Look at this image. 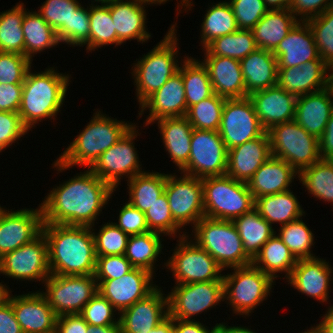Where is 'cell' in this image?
Masks as SVG:
<instances>
[{
	"label": "cell",
	"mask_w": 333,
	"mask_h": 333,
	"mask_svg": "<svg viewBox=\"0 0 333 333\" xmlns=\"http://www.w3.org/2000/svg\"><path fill=\"white\" fill-rule=\"evenodd\" d=\"M116 190L89 168L55 186L40 206L43 224L95 225Z\"/></svg>",
	"instance_id": "obj_1"
},
{
	"label": "cell",
	"mask_w": 333,
	"mask_h": 333,
	"mask_svg": "<svg viewBox=\"0 0 333 333\" xmlns=\"http://www.w3.org/2000/svg\"><path fill=\"white\" fill-rule=\"evenodd\" d=\"M48 266L53 275H94L97 256L91 227L43 224Z\"/></svg>",
	"instance_id": "obj_2"
},
{
	"label": "cell",
	"mask_w": 333,
	"mask_h": 333,
	"mask_svg": "<svg viewBox=\"0 0 333 333\" xmlns=\"http://www.w3.org/2000/svg\"><path fill=\"white\" fill-rule=\"evenodd\" d=\"M27 71L18 114L24 126L30 131L44 119L56 120L65 102L71 75L58 73L48 67L38 73ZM36 72V73H35Z\"/></svg>",
	"instance_id": "obj_3"
},
{
	"label": "cell",
	"mask_w": 333,
	"mask_h": 333,
	"mask_svg": "<svg viewBox=\"0 0 333 333\" xmlns=\"http://www.w3.org/2000/svg\"><path fill=\"white\" fill-rule=\"evenodd\" d=\"M134 124L110 118L97 109L90 122L54 161V170L56 168L60 173L77 165L90 168L100 155L118 142Z\"/></svg>",
	"instance_id": "obj_4"
},
{
	"label": "cell",
	"mask_w": 333,
	"mask_h": 333,
	"mask_svg": "<svg viewBox=\"0 0 333 333\" xmlns=\"http://www.w3.org/2000/svg\"><path fill=\"white\" fill-rule=\"evenodd\" d=\"M176 25L172 24L165 37L133 63L131 74L139 106L178 72L182 61L176 59L180 55Z\"/></svg>",
	"instance_id": "obj_5"
},
{
	"label": "cell",
	"mask_w": 333,
	"mask_h": 333,
	"mask_svg": "<svg viewBox=\"0 0 333 333\" xmlns=\"http://www.w3.org/2000/svg\"><path fill=\"white\" fill-rule=\"evenodd\" d=\"M192 229L194 242L206 250L223 270L252 264L231 220L203 217Z\"/></svg>",
	"instance_id": "obj_6"
},
{
	"label": "cell",
	"mask_w": 333,
	"mask_h": 333,
	"mask_svg": "<svg viewBox=\"0 0 333 333\" xmlns=\"http://www.w3.org/2000/svg\"><path fill=\"white\" fill-rule=\"evenodd\" d=\"M204 217L233 220L255 207L248 184L227 175L202 178Z\"/></svg>",
	"instance_id": "obj_7"
},
{
	"label": "cell",
	"mask_w": 333,
	"mask_h": 333,
	"mask_svg": "<svg viewBox=\"0 0 333 333\" xmlns=\"http://www.w3.org/2000/svg\"><path fill=\"white\" fill-rule=\"evenodd\" d=\"M232 270L223 275L224 300L232 314L248 317L270 296L275 281L252 264Z\"/></svg>",
	"instance_id": "obj_8"
},
{
	"label": "cell",
	"mask_w": 333,
	"mask_h": 333,
	"mask_svg": "<svg viewBox=\"0 0 333 333\" xmlns=\"http://www.w3.org/2000/svg\"><path fill=\"white\" fill-rule=\"evenodd\" d=\"M267 133L272 156L286 161L298 173L321 160L319 140L295 120L275 125Z\"/></svg>",
	"instance_id": "obj_9"
},
{
	"label": "cell",
	"mask_w": 333,
	"mask_h": 333,
	"mask_svg": "<svg viewBox=\"0 0 333 333\" xmlns=\"http://www.w3.org/2000/svg\"><path fill=\"white\" fill-rule=\"evenodd\" d=\"M177 242L172 256L164 262L172 272L175 284L223 280V269L206 250L192 240L191 235L187 233L179 237Z\"/></svg>",
	"instance_id": "obj_10"
},
{
	"label": "cell",
	"mask_w": 333,
	"mask_h": 333,
	"mask_svg": "<svg viewBox=\"0 0 333 333\" xmlns=\"http://www.w3.org/2000/svg\"><path fill=\"white\" fill-rule=\"evenodd\" d=\"M40 291L57 316L80 314L83 307L98 292L95 275H53L43 283Z\"/></svg>",
	"instance_id": "obj_11"
},
{
	"label": "cell",
	"mask_w": 333,
	"mask_h": 333,
	"mask_svg": "<svg viewBox=\"0 0 333 333\" xmlns=\"http://www.w3.org/2000/svg\"><path fill=\"white\" fill-rule=\"evenodd\" d=\"M139 128L133 125L123 137L106 150L89 168L100 179L110 184L115 190L121 178L131 179L144 172L134 141L140 136Z\"/></svg>",
	"instance_id": "obj_12"
},
{
	"label": "cell",
	"mask_w": 333,
	"mask_h": 333,
	"mask_svg": "<svg viewBox=\"0 0 333 333\" xmlns=\"http://www.w3.org/2000/svg\"><path fill=\"white\" fill-rule=\"evenodd\" d=\"M169 317L179 320L192 318L215 308L224 300L223 280L176 284L168 294Z\"/></svg>",
	"instance_id": "obj_13"
},
{
	"label": "cell",
	"mask_w": 333,
	"mask_h": 333,
	"mask_svg": "<svg viewBox=\"0 0 333 333\" xmlns=\"http://www.w3.org/2000/svg\"><path fill=\"white\" fill-rule=\"evenodd\" d=\"M226 172L227 149L219 132L193 128L188 164L180 173L202 179Z\"/></svg>",
	"instance_id": "obj_14"
},
{
	"label": "cell",
	"mask_w": 333,
	"mask_h": 333,
	"mask_svg": "<svg viewBox=\"0 0 333 333\" xmlns=\"http://www.w3.org/2000/svg\"><path fill=\"white\" fill-rule=\"evenodd\" d=\"M180 174H167L164 192L173 219L182 228H193L204 217L202 179Z\"/></svg>",
	"instance_id": "obj_15"
},
{
	"label": "cell",
	"mask_w": 333,
	"mask_h": 333,
	"mask_svg": "<svg viewBox=\"0 0 333 333\" xmlns=\"http://www.w3.org/2000/svg\"><path fill=\"white\" fill-rule=\"evenodd\" d=\"M0 274L17 281L44 283L51 274L48 266V242L43 232L31 242L1 257Z\"/></svg>",
	"instance_id": "obj_16"
},
{
	"label": "cell",
	"mask_w": 333,
	"mask_h": 333,
	"mask_svg": "<svg viewBox=\"0 0 333 333\" xmlns=\"http://www.w3.org/2000/svg\"><path fill=\"white\" fill-rule=\"evenodd\" d=\"M218 132L226 149L230 150L246 141L261 137L266 131L247 96L225 100Z\"/></svg>",
	"instance_id": "obj_17"
},
{
	"label": "cell",
	"mask_w": 333,
	"mask_h": 333,
	"mask_svg": "<svg viewBox=\"0 0 333 333\" xmlns=\"http://www.w3.org/2000/svg\"><path fill=\"white\" fill-rule=\"evenodd\" d=\"M42 209L0 207V258L31 242L42 232Z\"/></svg>",
	"instance_id": "obj_18"
},
{
	"label": "cell",
	"mask_w": 333,
	"mask_h": 333,
	"mask_svg": "<svg viewBox=\"0 0 333 333\" xmlns=\"http://www.w3.org/2000/svg\"><path fill=\"white\" fill-rule=\"evenodd\" d=\"M154 275L142 268H133L118 279L96 280L98 293L106 298L117 313L132 306L152 293L158 285L153 282Z\"/></svg>",
	"instance_id": "obj_19"
},
{
	"label": "cell",
	"mask_w": 333,
	"mask_h": 333,
	"mask_svg": "<svg viewBox=\"0 0 333 333\" xmlns=\"http://www.w3.org/2000/svg\"><path fill=\"white\" fill-rule=\"evenodd\" d=\"M169 317L168 295L158 286L142 300L119 313L122 333H148Z\"/></svg>",
	"instance_id": "obj_20"
},
{
	"label": "cell",
	"mask_w": 333,
	"mask_h": 333,
	"mask_svg": "<svg viewBox=\"0 0 333 333\" xmlns=\"http://www.w3.org/2000/svg\"><path fill=\"white\" fill-rule=\"evenodd\" d=\"M9 302L23 333H48L56 329L58 316L39 290L11 294Z\"/></svg>",
	"instance_id": "obj_21"
},
{
	"label": "cell",
	"mask_w": 333,
	"mask_h": 333,
	"mask_svg": "<svg viewBox=\"0 0 333 333\" xmlns=\"http://www.w3.org/2000/svg\"><path fill=\"white\" fill-rule=\"evenodd\" d=\"M333 268L323 258L297 260L290 276L286 279L288 285L307 297L314 298L320 303L328 304L330 281Z\"/></svg>",
	"instance_id": "obj_22"
},
{
	"label": "cell",
	"mask_w": 333,
	"mask_h": 333,
	"mask_svg": "<svg viewBox=\"0 0 333 333\" xmlns=\"http://www.w3.org/2000/svg\"><path fill=\"white\" fill-rule=\"evenodd\" d=\"M139 118L149 110L144 126L154 124L162 118L184 117L187 113V104L182 75L176 72L154 94H152L140 107Z\"/></svg>",
	"instance_id": "obj_23"
},
{
	"label": "cell",
	"mask_w": 333,
	"mask_h": 333,
	"mask_svg": "<svg viewBox=\"0 0 333 333\" xmlns=\"http://www.w3.org/2000/svg\"><path fill=\"white\" fill-rule=\"evenodd\" d=\"M248 97L266 132L275 125L295 119L297 97L278 85L256 91Z\"/></svg>",
	"instance_id": "obj_24"
},
{
	"label": "cell",
	"mask_w": 333,
	"mask_h": 333,
	"mask_svg": "<svg viewBox=\"0 0 333 333\" xmlns=\"http://www.w3.org/2000/svg\"><path fill=\"white\" fill-rule=\"evenodd\" d=\"M271 156L270 139L265 132L261 137L227 150L226 175L248 183L259 167Z\"/></svg>",
	"instance_id": "obj_25"
},
{
	"label": "cell",
	"mask_w": 333,
	"mask_h": 333,
	"mask_svg": "<svg viewBox=\"0 0 333 333\" xmlns=\"http://www.w3.org/2000/svg\"><path fill=\"white\" fill-rule=\"evenodd\" d=\"M272 53L277 58L278 68L295 67L311 60H322L307 21H298Z\"/></svg>",
	"instance_id": "obj_26"
},
{
	"label": "cell",
	"mask_w": 333,
	"mask_h": 333,
	"mask_svg": "<svg viewBox=\"0 0 333 333\" xmlns=\"http://www.w3.org/2000/svg\"><path fill=\"white\" fill-rule=\"evenodd\" d=\"M146 5L141 0H114L108 4L119 46L133 39L143 44L151 38L146 28Z\"/></svg>",
	"instance_id": "obj_27"
},
{
	"label": "cell",
	"mask_w": 333,
	"mask_h": 333,
	"mask_svg": "<svg viewBox=\"0 0 333 333\" xmlns=\"http://www.w3.org/2000/svg\"><path fill=\"white\" fill-rule=\"evenodd\" d=\"M329 66L311 60L300 66L278 68L277 85L296 97L326 89Z\"/></svg>",
	"instance_id": "obj_28"
},
{
	"label": "cell",
	"mask_w": 333,
	"mask_h": 333,
	"mask_svg": "<svg viewBox=\"0 0 333 333\" xmlns=\"http://www.w3.org/2000/svg\"><path fill=\"white\" fill-rule=\"evenodd\" d=\"M204 56L201 62L208 71L215 94L225 99L247 97L239 60L223 56Z\"/></svg>",
	"instance_id": "obj_29"
},
{
	"label": "cell",
	"mask_w": 333,
	"mask_h": 333,
	"mask_svg": "<svg viewBox=\"0 0 333 333\" xmlns=\"http://www.w3.org/2000/svg\"><path fill=\"white\" fill-rule=\"evenodd\" d=\"M299 173L286 161L271 156L248 181L254 199L290 190Z\"/></svg>",
	"instance_id": "obj_30"
},
{
	"label": "cell",
	"mask_w": 333,
	"mask_h": 333,
	"mask_svg": "<svg viewBox=\"0 0 333 333\" xmlns=\"http://www.w3.org/2000/svg\"><path fill=\"white\" fill-rule=\"evenodd\" d=\"M333 111V98L327 89L296 99L295 121L310 135L321 137Z\"/></svg>",
	"instance_id": "obj_31"
},
{
	"label": "cell",
	"mask_w": 333,
	"mask_h": 333,
	"mask_svg": "<svg viewBox=\"0 0 333 333\" xmlns=\"http://www.w3.org/2000/svg\"><path fill=\"white\" fill-rule=\"evenodd\" d=\"M240 63L247 96L277 85L278 64L272 51L257 48Z\"/></svg>",
	"instance_id": "obj_32"
},
{
	"label": "cell",
	"mask_w": 333,
	"mask_h": 333,
	"mask_svg": "<svg viewBox=\"0 0 333 333\" xmlns=\"http://www.w3.org/2000/svg\"><path fill=\"white\" fill-rule=\"evenodd\" d=\"M158 124L162 142L171 161L181 171L189 160L193 127L184 117L162 118L154 123Z\"/></svg>",
	"instance_id": "obj_33"
},
{
	"label": "cell",
	"mask_w": 333,
	"mask_h": 333,
	"mask_svg": "<svg viewBox=\"0 0 333 333\" xmlns=\"http://www.w3.org/2000/svg\"><path fill=\"white\" fill-rule=\"evenodd\" d=\"M298 21L290 9L269 10L251 29L257 47L273 51Z\"/></svg>",
	"instance_id": "obj_34"
},
{
	"label": "cell",
	"mask_w": 333,
	"mask_h": 333,
	"mask_svg": "<svg viewBox=\"0 0 333 333\" xmlns=\"http://www.w3.org/2000/svg\"><path fill=\"white\" fill-rule=\"evenodd\" d=\"M255 208L272 227L273 223L283 226L303 217L306 213L291 189L256 198Z\"/></svg>",
	"instance_id": "obj_35"
},
{
	"label": "cell",
	"mask_w": 333,
	"mask_h": 333,
	"mask_svg": "<svg viewBox=\"0 0 333 333\" xmlns=\"http://www.w3.org/2000/svg\"><path fill=\"white\" fill-rule=\"evenodd\" d=\"M296 263V258L276 233L262 246L252 260L254 267L269 275L274 281L279 277L277 273H285L286 280Z\"/></svg>",
	"instance_id": "obj_36"
},
{
	"label": "cell",
	"mask_w": 333,
	"mask_h": 333,
	"mask_svg": "<svg viewBox=\"0 0 333 333\" xmlns=\"http://www.w3.org/2000/svg\"><path fill=\"white\" fill-rule=\"evenodd\" d=\"M240 238L246 255L253 260L262 246L276 233L254 207L251 211L232 220Z\"/></svg>",
	"instance_id": "obj_37"
},
{
	"label": "cell",
	"mask_w": 333,
	"mask_h": 333,
	"mask_svg": "<svg viewBox=\"0 0 333 333\" xmlns=\"http://www.w3.org/2000/svg\"><path fill=\"white\" fill-rule=\"evenodd\" d=\"M25 41V57L33 62V57L45 49L60 44L56 31L43 19L37 11H27L22 21Z\"/></svg>",
	"instance_id": "obj_38"
},
{
	"label": "cell",
	"mask_w": 333,
	"mask_h": 333,
	"mask_svg": "<svg viewBox=\"0 0 333 333\" xmlns=\"http://www.w3.org/2000/svg\"><path fill=\"white\" fill-rule=\"evenodd\" d=\"M162 236L163 234L154 231L129 236L124 256L134 268L156 274L155 263L160 254H163Z\"/></svg>",
	"instance_id": "obj_39"
},
{
	"label": "cell",
	"mask_w": 333,
	"mask_h": 333,
	"mask_svg": "<svg viewBox=\"0 0 333 333\" xmlns=\"http://www.w3.org/2000/svg\"><path fill=\"white\" fill-rule=\"evenodd\" d=\"M166 177L167 173L144 171L127 180L128 202L145 213L164 193Z\"/></svg>",
	"instance_id": "obj_40"
},
{
	"label": "cell",
	"mask_w": 333,
	"mask_h": 333,
	"mask_svg": "<svg viewBox=\"0 0 333 333\" xmlns=\"http://www.w3.org/2000/svg\"><path fill=\"white\" fill-rule=\"evenodd\" d=\"M178 72L182 75L187 110L190 106L214 95L208 71L200 59L183 57Z\"/></svg>",
	"instance_id": "obj_41"
},
{
	"label": "cell",
	"mask_w": 333,
	"mask_h": 333,
	"mask_svg": "<svg viewBox=\"0 0 333 333\" xmlns=\"http://www.w3.org/2000/svg\"><path fill=\"white\" fill-rule=\"evenodd\" d=\"M202 21L200 31L202 49L215 38L238 30L233 9L228 1L220 0L209 6Z\"/></svg>",
	"instance_id": "obj_42"
},
{
	"label": "cell",
	"mask_w": 333,
	"mask_h": 333,
	"mask_svg": "<svg viewBox=\"0 0 333 333\" xmlns=\"http://www.w3.org/2000/svg\"><path fill=\"white\" fill-rule=\"evenodd\" d=\"M298 180L308 194L333 204V160H319L299 172Z\"/></svg>",
	"instance_id": "obj_43"
},
{
	"label": "cell",
	"mask_w": 333,
	"mask_h": 333,
	"mask_svg": "<svg viewBox=\"0 0 333 333\" xmlns=\"http://www.w3.org/2000/svg\"><path fill=\"white\" fill-rule=\"evenodd\" d=\"M25 4L17 3L11 9L0 12V52L19 53L25 56L22 21Z\"/></svg>",
	"instance_id": "obj_44"
},
{
	"label": "cell",
	"mask_w": 333,
	"mask_h": 333,
	"mask_svg": "<svg viewBox=\"0 0 333 333\" xmlns=\"http://www.w3.org/2000/svg\"><path fill=\"white\" fill-rule=\"evenodd\" d=\"M257 48L252 30L238 29L236 32L215 38L203 50L205 55L241 61Z\"/></svg>",
	"instance_id": "obj_45"
},
{
	"label": "cell",
	"mask_w": 333,
	"mask_h": 333,
	"mask_svg": "<svg viewBox=\"0 0 333 333\" xmlns=\"http://www.w3.org/2000/svg\"><path fill=\"white\" fill-rule=\"evenodd\" d=\"M90 34L89 40L84 44L86 51L92 52L106 45L119 46V39L114 30L108 5H91L89 10Z\"/></svg>",
	"instance_id": "obj_46"
},
{
	"label": "cell",
	"mask_w": 333,
	"mask_h": 333,
	"mask_svg": "<svg viewBox=\"0 0 333 333\" xmlns=\"http://www.w3.org/2000/svg\"><path fill=\"white\" fill-rule=\"evenodd\" d=\"M37 12L56 31L60 43L70 45V18L81 3L77 0H45Z\"/></svg>",
	"instance_id": "obj_47"
},
{
	"label": "cell",
	"mask_w": 333,
	"mask_h": 333,
	"mask_svg": "<svg viewBox=\"0 0 333 333\" xmlns=\"http://www.w3.org/2000/svg\"><path fill=\"white\" fill-rule=\"evenodd\" d=\"M279 228V232L276 234L289 248L296 260L318 257L311 252L315 243L314 233L306 225V222H303L302 217Z\"/></svg>",
	"instance_id": "obj_48"
},
{
	"label": "cell",
	"mask_w": 333,
	"mask_h": 333,
	"mask_svg": "<svg viewBox=\"0 0 333 333\" xmlns=\"http://www.w3.org/2000/svg\"><path fill=\"white\" fill-rule=\"evenodd\" d=\"M225 100V98L214 94L190 106L185 117L194 129L218 131Z\"/></svg>",
	"instance_id": "obj_49"
},
{
	"label": "cell",
	"mask_w": 333,
	"mask_h": 333,
	"mask_svg": "<svg viewBox=\"0 0 333 333\" xmlns=\"http://www.w3.org/2000/svg\"><path fill=\"white\" fill-rule=\"evenodd\" d=\"M145 217L150 231L158 232L171 238L177 237V234L178 238L183 237L187 233L182 232L183 228L173 219L165 192L145 212Z\"/></svg>",
	"instance_id": "obj_50"
},
{
	"label": "cell",
	"mask_w": 333,
	"mask_h": 333,
	"mask_svg": "<svg viewBox=\"0 0 333 333\" xmlns=\"http://www.w3.org/2000/svg\"><path fill=\"white\" fill-rule=\"evenodd\" d=\"M99 231L91 226L95 241L96 256L124 255L129 235L118 228L113 221L101 225Z\"/></svg>",
	"instance_id": "obj_51"
},
{
	"label": "cell",
	"mask_w": 333,
	"mask_h": 333,
	"mask_svg": "<svg viewBox=\"0 0 333 333\" xmlns=\"http://www.w3.org/2000/svg\"><path fill=\"white\" fill-rule=\"evenodd\" d=\"M314 34L315 44L322 60L333 65V7L307 20Z\"/></svg>",
	"instance_id": "obj_52"
},
{
	"label": "cell",
	"mask_w": 333,
	"mask_h": 333,
	"mask_svg": "<svg viewBox=\"0 0 333 333\" xmlns=\"http://www.w3.org/2000/svg\"><path fill=\"white\" fill-rule=\"evenodd\" d=\"M116 311L117 310L113 307V305L97 292L83 307L80 315L84 318L88 325H120L119 316L117 315L118 318L115 317L117 314Z\"/></svg>",
	"instance_id": "obj_53"
},
{
	"label": "cell",
	"mask_w": 333,
	"mask_h": 333,
	"mask_svg": "<svg viewBox=\"0 0 333 333\" xmlns=\"http://www.w3.org/2000/svg\"><path fill=\"white\" fill-rule=\"evenodd\" d=\"M31 64L22 54L0 52V84H23Z\"/></svg>",
	"instance_id": "obj_54"
},
{
	"label": "cell",
	"mask_w": 333,
	"mask_h": 333,
	"mask_svg": "<svg viewBox=\"0 0 333 333\" xmlns=\"http://www.w3.org/2000/svg\"><path fill=\"white\" fill-rule=\"evenodd\" d=\"M238 29L251 30L269 11L264 0H228Z\"/></svg>",
	"instance_id": "obj_55"
},
{
	"label": "cell",
	"mask_w": 333,
	"mask_h": 333,
	"mask_svg": "<svg viewBox=\"0 0 333 333\" xmlns=\"http://www.w3.org/2000/svg\"><path fill=\"white\" fill-rule=\"evenodd\" d=\"M28 132L18 112L0 111V153Z\"/></svg>",
	"instance_id": "obj_56"
},
{
	"label": "cell",
	"mask_w": 333,
	"mask_h": 333,
	"mask_svg": "<svg viewBox=\"0 0 333 333\" xmlns=\"http://www.w3.org/2000/svg\"><path fill=\"white\" fill-rule=\"evenodd\" d=\"M133 268L124 255L97 256L94 275L96 280L118 279Z\"/></svg>",
	"instance_id": "obj_57"
},
{
	"label": "cell",
	"mask_w": 333,
	"mask_h": 333,
	"mask_svg": "<svg viewBox=\"0 0 333 333\" xmlns=\"http://www.w3.org/2000/svg\"><path fill=\"white\" fill-rule=\"evenodd\" d=\"M117 219L118 222H114V224L129 236L150 231L145 213L132 206L129 202L121 207Z\"/></svg>",
	"instance_id": "obj_58"
},
{
	"label": "cell",
	"mask_w": 333,
	"mask_h": 333,
	"mask_svg": "<svg viewBox=\"0 0 333 333\" xmlns=\"http://www.w3.org/2000/svg\"><path fill=\"white\" fill-rule=\"evenodd\" d=\"M90 3L87 8L79 6L70 18V46L84 47L89 40L90 20H89Z\"/></svg>",
	"instance_id": "obj_59"
},
{
	"label": "cell",
	"mask_w": 333,
	"mask_h": 333,
	"mask_svg": "<svg viewBox=\"0 0 333 333\" xmlns=\"http://www.w3.org/2000/svg\"><path fill=\"white\" fill-rule=\"evenodd\" d=\"M331 7L333 0H291L290 3V10L299 21H307L321 15Z\"/></svg>",
	"instance_id": "obj_60"
},
{
	"label": "cell",
	"mask_w": 333,
	"mask_h": 333,
	"mask_svg": "<svg viewBox=\"0 0 333 333\" xmlns=\"http://www.w3.org/2000/svg\"><path fill=\"white\" fill-rule=\"evenodd\" d=\"M23 84H0V111L18 112Z\"/></svg>",
	"instance_id": "obj_61"
},
{
	"label": "cell",
	"mask_w": 333,
	"mask_h": 333,
	"mask_svg": "<svg viewBox=\"0 0 333 333\" xmlns=\"http://www.w3.org/2000/svg\"><path fill=\"white\" fill-rule=\"evenodd\" d=\"M58 333H86L87 322L80 314H65L57 317Z\"/></svg>",
	"instance_id": "obj_62"
},
{
	"label": "cell",
	"mask_w": 333,
	"mask_h": 333,
	"mask_svg": "<svg viewBox=\"0 0 333 333\" xmlns=\"http://www.w3.org/2000/svg\"><path fill=\"white\" fill-rule=\"evenodd\" d=\"M0 333H23L10 302L0 307Z\"/></svg>",
	"instance_id": "obj_63"
},
{
	"label": "cell",
	"mask_w": 333,
	"mask_h": 333,
	"mask_svg": "<svg viewBox=\"0 0 333 333\" xmlns=\"http://www.w3.org/2000/svg\"><path fill=\"white\" fill-rule=\"evenodd\" d=\"M319 140V153L323 160H333V111Z\"/></svg>",
	"instance_id": "obj_64"
},
{
	"label": "cell",
	"mask_w": 333,
	"mask_h": 333,
	"mask_svg": "<svg viewBox=\"0 0 333 333\" xmlns=\"http://www.w3.org/2000/svg\"><path fill=\"white\" fill-rule=\"evenodd\" d=\"M216 329V325L209 329L198 320L173 319L174 333H213Z\"/></svg>",
	"instance_id": "obj_65"
},
{
	"label": "cell",
	"mask_w": 333,
	"mask_h": 333,
	"mask_svg": "<svg viewBox=\"0 0 333 333\" xmlns=\"http://www.w3.org/2000/svg\"><path fill=\"white\" fill-rule=\"evenodd\" d=\"M225 322H221V323H217L216 327L217 330L220 333H258L255 330H251V328L248 327H240V326H229L228 324ZM255 331V332H254Z\"/></svg>",
	"instance_id": "obj_66"
},
{
	"label": "cell",
	"mask_w": 333,
	"mask_h": 333,
	"mask_svg": "<svg viewBox=\"0 0 333 333\" xmlns=\"http://www.w3.org/2000/svg\"><path fill=\"white\" fill-rule=\"evenodd\" d=\"M142 2H144V3H146V4H149V5H151V6H153V5H161V4H164V3H166L167 1H169V0H141ZM180 2V4L178 5V6H176L177 8H176V11L178 12V14H177V16L181 13V9L184 7L185 9H184V11H185V13H187L188 12V10L190 11L191 10V6H193L194 4H193V2H192V0H181V1H179ZM181 7V8H180ZM178 9V10H177ZM188 9V10H187ZM187 11V12H186Z\"/></svg>",
	"instance_id": "obj_67"
},
{
	"label": "cell",
	"mask_w": 333,
	"mask_h": 333,
	"mask_svg": "<svg viewBox=\"0 0 333 333\" xmlns=\"http://www.w3.org/2000/svg\"><path fill=\"white\" fill-rule=\"evenodd\" d=\"M86 333H122L120 325L92 326L87 324Z\"/></svg>",
	"instance_id": "obj_68"
},
{
	"label": "cell",
	"mask_w": 333,
	"mask_h": 333,
	"mask_svg": "<svg viewBox=\"0 0 333 333\" xmlns=\"http://www.w3.org/2000/svg\"><path fill=\"white\" fill-rule=\"evenodd\" d=\"M323 333H333V311H326L319 324H316Z\"/></svg>",
	"instance_id": "obj_69"
},
{
	"label": "cell",
	"mask_w": 333,
	"mask_h": 333,
	"mask_svg": "<svg viewBox=\"0 0 333 333\" xmlns=\"http://www.w3.org/2000/svg\"><path fill=\"white\" fill-rule=\"evenodd\" d=\"M269 10L290 9L291 0H264Z\"/></svg>",
	"instance_id": "obj_70"
},
{
	"label": "cell",
	"mask_w": 333,
	"mask_h": 333,
	"mask_svg": "<svg viewBox=\"0 0 333 333\" xmlns=\"http://www.w3.org/2000/svg\"><path fill=\"white\" fill-rule=\"evenodd\" d=\"M148 333H174L173 332V318L168 317L158 327L152 329Z\"/></svg>",
	"instance_id": "obj_71"
},
{
	"label": "cell",
	"mask_w": 333,
	"mask_h": 333,
	"mask_svg": "<svg viewBox=\"0 0 333 333\" xmlns=\"http://www.w3.org/2000/svg\"><path fill=\"white\" fill-rule=\"evenodd\" d=\"M10 288L0 282V307L4 306L6 303L9 302L10 296L12 294Z\"/></svg>",
	"instance_id": "obj_72"
},
{
	"label": "cell",
	"mask_w": 333,
	"mask_h": 333,
	"mask_svg": "<svg viewBox=\"0 0 333 333\" xmlns=\"http://www.w3.org/2000/svg\"><path fill=\"white\" fill-rule=\"evenodd\" d=\"M326 89L329 91L331 97L333 98V65L329 66L328 68Z\"/></svg>",
	"instance_id": "obj_73"
},
{
	"label": "cell",
	"mask_w": 333,
	"mask_h": 333,
	"mask_svg": "<svg viewBox=\"0 0 333 333\" xmlns=\"http://www.w3.org/2000/svg\"><path fill=\"white\" fill-rule=\"evenodd\" d=\"M301 333H323V332L317 325H315Z\"/></svg>",
	"instance_id": "obj_74"
},
{
	"label": "cell",
	"mask_w": 333,
	"mask_h": 333,
	"mask_svg": "<svg viewBox=\"0 0 333 333\" xmlns=\"http://www.w3.org/2000/svg\"><path fill=\"white\" fill-rule=\"evenodd\" d=\"M91 1L93 2V3L91 2V5H98V3L101 5H108L114 0H91ZM95 2H96V4H95Z\"/></svg>",
	"instance_id": "obj_75"
},
{
	"label": "cell",
	"mask_w": 333,
	"mask_h": 333,
	"mask_svg": "<svg viewBox=\"0 0 333 333\" xmlns=\"http://www.w3.org/2000/svg\"><path fill=\"white\" fill-rule=\"evenodd\" d=\"M328 311H333V304L332 305H330L329 307H328V309H327Z\"/></svg>",
	"instance_id": "obj_76"
},
{
	"label": "cell",
	"mask_w": 333,
	"mask_h": 333,
	"mask_svg": "<svg viewBox=\"0 0 333 333\" xmlns=\"http://www.w3.org/2000/svg\"><path fill=\"white\" fill-rule=\"evenodd\" d=\"M48 333H58V331L55 329V330H53L51 332H48Z\"/></svg>",
	"instance_id": "obj_77"
},
{
	"label": "cell",
	"mask_w": 333,
	"mask_h": 333,
	"mask_svg": "<svg viewBox=\"0 0 333 333\" xmlns=\"http://www.w3.org/2000/svg\"><path fill=\"white\" fill-rule=\"evenodd\" d=\"M213 333H220L217 329Z\"/></svg>",
	"instance_id": "obj_78"
}]
</instances>
